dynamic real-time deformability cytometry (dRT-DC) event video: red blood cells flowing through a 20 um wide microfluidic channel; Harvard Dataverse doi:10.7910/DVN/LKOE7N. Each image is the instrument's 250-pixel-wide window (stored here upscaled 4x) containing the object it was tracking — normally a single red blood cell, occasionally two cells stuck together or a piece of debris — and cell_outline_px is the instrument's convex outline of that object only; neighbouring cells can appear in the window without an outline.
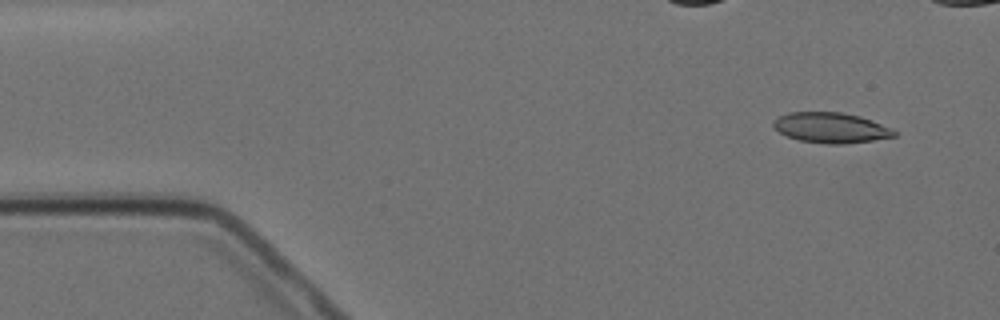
{"species": "Egyptian fruit bat (a non-hibernating species)", "species_latin": "Rousettus aegyptiacus", "temperature_condition": "cold", "stored_images_in_passage": 3, "camera_frame_rate_fps": 3000, "um_per_image_px": 0.085, "animal": {"sex": "female"}, "frame": {"image": 1, "passage_image": 1, "time_ms": 0.0, "image_size_px": [1000, 320], "cell_outline_px": [[896, 136], [872, 140], [844, 144], [828, 144], [800, 140], [788, 136], [780, 132], [772, 124], [772, 120], [788, 112], [840, 112], [860, 116], [872, 120], [892, 128], [896, 132]], "centroid_in_image_um": [70.64, 10.85], "position_along_channel_um": 14.4, "area_um2": 21.27}}